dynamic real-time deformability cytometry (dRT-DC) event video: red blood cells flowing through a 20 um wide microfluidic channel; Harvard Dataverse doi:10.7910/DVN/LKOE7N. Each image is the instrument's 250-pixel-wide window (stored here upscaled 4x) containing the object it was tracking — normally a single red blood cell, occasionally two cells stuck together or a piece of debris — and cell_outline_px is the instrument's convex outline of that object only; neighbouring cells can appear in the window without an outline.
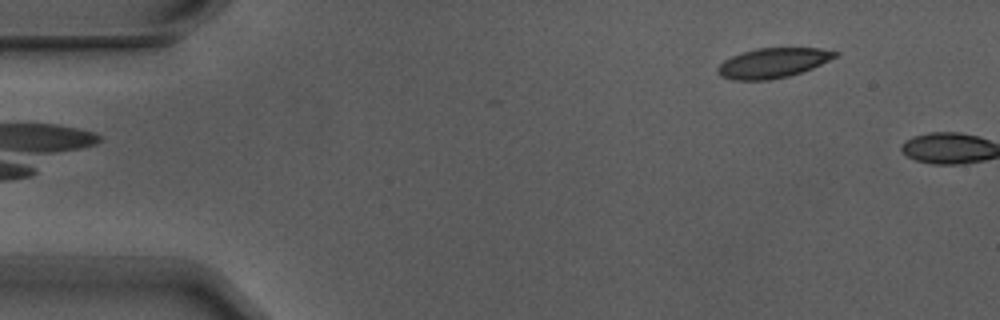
{"species": "Egyptian fruit bat (a non-hibernating species)", "species_latin": "Rousettus aegyptiacus", "temperature_condition": "warm", "stored_images_in_passage": 4, "camera_frame_rate_fps": 3000, "um_per_image_px": 0.085, "animal": {"sex": "male"}, "frame": {"image": 1, "passage_image": 4, "time_ms": 1.0, "image_size_px": [1000, 320], "cell_outline_px": [[840, 52], [836, 56], [812, 68], [788, 76], [768, 80], [732, 80], [720, 76], [716, 72], [716, 68], [724, 60], [732, 56], [756, 48], [820, 48]], "centroid_in_image_um": [65.65, 5.35], "position_along_channel_um": 19.3, "area_um2": 20.29}}